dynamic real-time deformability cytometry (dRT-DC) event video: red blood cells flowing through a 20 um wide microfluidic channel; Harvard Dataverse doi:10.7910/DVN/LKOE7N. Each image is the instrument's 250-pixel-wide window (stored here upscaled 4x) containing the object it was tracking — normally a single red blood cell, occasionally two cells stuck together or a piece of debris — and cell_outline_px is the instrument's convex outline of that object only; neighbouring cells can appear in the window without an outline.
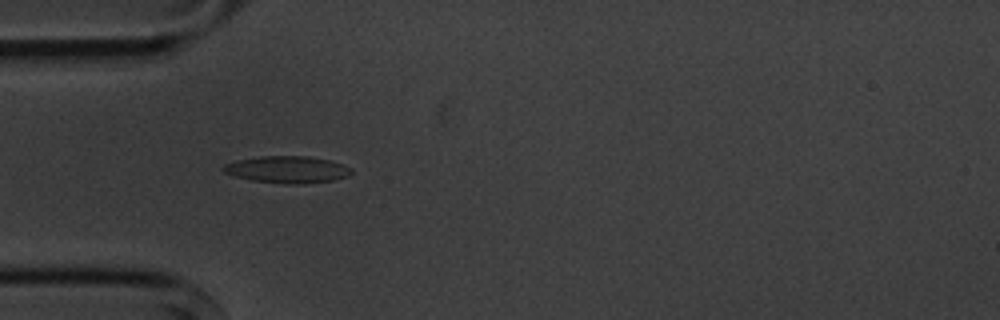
{"species": "common noctule bat (a hibernating species)", "species_latin": "Nyctalus noctula", "temperature_condition": "cold", "stored_images_in_passage": 4, "camera_frame_rate_fps": 3000, "um_per_image_px": 0.085, "animal": {"sex": "male", "body_mass_g": 20.1, "forearm_length_mm": 53.5}, "frame": {"image": 1, "passage_image": 3, "time_ms": 2.333, "image_size_px": [1000, 320], "cell_outline_px": [[352, 172], [348, 176], [332, 180], [300, 184], [284, 184], [252, 180], [236, 176], [224, 172], [220, 168], [224, 164], [236, 160], [260, 156], [308, 156], [328, 160], [344, 164], [352, 168]], "centroid_in_image_um": [24.41, 14.4], "position_along_channel_um": 60.6, "area_um2": 20.11}}
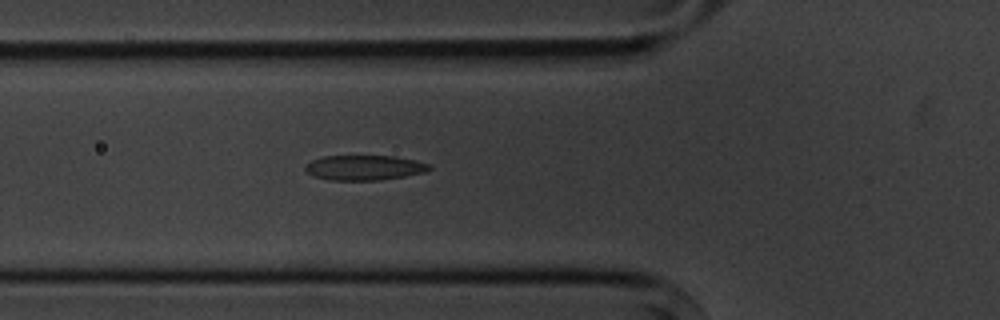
{"frame": {"image": 2, "passage_image": 4, "time_ms": 3.333, "image_size_px": [1000, 320], "cell_outline_px": [[432, 168], [428, 172], [380, 180], [328, 180], [312, 176], [304, 168], [312, 160], [320, 156], [396, 156], [416, 160], [428, 164]], "centroid_in_image_um": [30.98, 14.25], "position_along_channel_um": 94.8, "area_um2": 18.15}}